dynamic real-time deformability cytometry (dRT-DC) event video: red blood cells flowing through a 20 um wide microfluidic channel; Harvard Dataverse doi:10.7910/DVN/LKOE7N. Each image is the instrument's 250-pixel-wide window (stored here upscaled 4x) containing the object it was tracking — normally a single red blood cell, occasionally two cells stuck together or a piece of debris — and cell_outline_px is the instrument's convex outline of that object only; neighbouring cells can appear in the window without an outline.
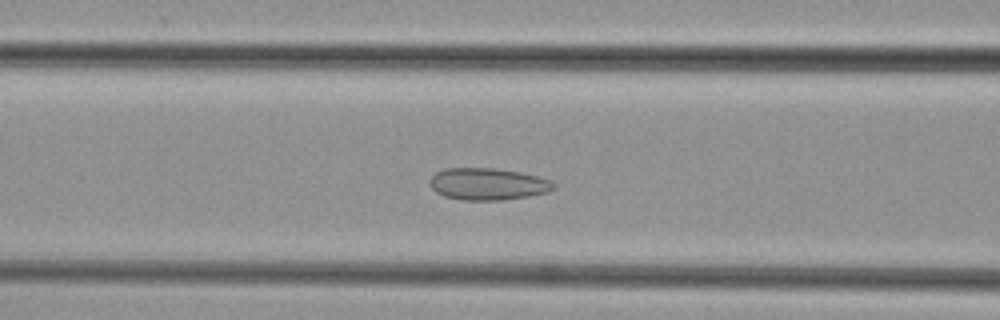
{"species": "common noctule bat (a hibernating species)", "species_latin": "Nyctalus noctula", "temperature_condition": "cold", "stored_images_in_passage": 44, "camera_frame_rate_fps": 3000, "um_per_image_px": 0.085, "animal": {"sex": "female", "body_mass_g": 29.2, "forearm_length_mm": 56.3}, "frame": {"image": 1, "passage_image": 15, "time_ms": 4.667, "image_size_px": [1000, 320], "cell_outline_px": [[556, 188], [548, 192], [528, 196], [500, 200], [464, 200], [444, 196], [436, 192], [432, 188], [432, 176], [436, 172], [444, 168], [496, 168], [520, 172], [552, 180], [556, 184]], "centroid_in_image_um": [41.51, 15.64], "position_along_channel_um": 125.1, "area_um2": 23.0}}
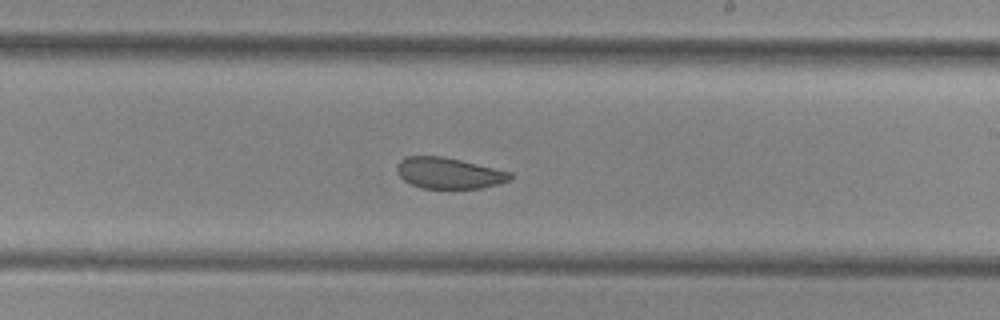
{"frame": {"image": 2, "passage_image": 24, "time_ms": 7.667, "image_size_px": [1000, 320], "cell_outline_px": [[512, 180], [480, 188], [424, 188], [412, 184], [404, 180], [396, 172], [396, 164], [400, 160], [408, 156], [440, 156], [460, 160], [512, 172]], "centroid_in_image_um": [38.14, 14.71], "position_along_channel_um": 250.9, "area_um2": 20.35}}
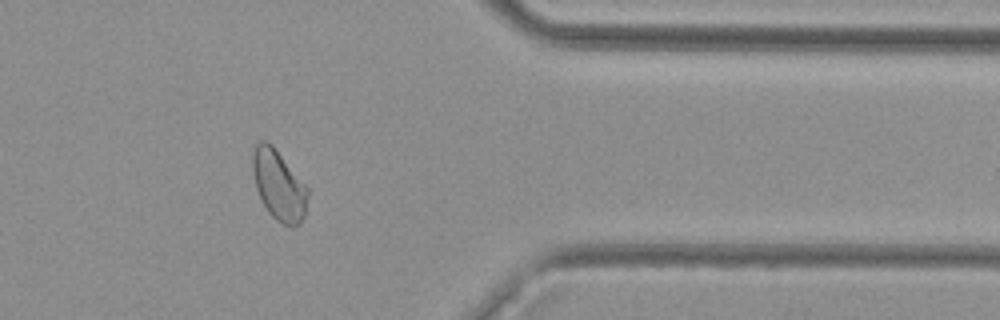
{"frame": {"image": 3, "passage_image": 35, "time_ms": 11.333, "image_size_px": [1000, 320], "cell_outline_px": [[308, 196], [304, 216], [300, 224], [284, 224], [276, 220], [268, 212], [260, 200], [256, 188], [252, 168], [252, 152], [256, 144], [260, 140], [264, 140], [272, 144], [308, 188]], "centroid_in_image_um": [23.67, 15.72], "position_along_channel_um": 387.7, "area_um2": 22.37}}